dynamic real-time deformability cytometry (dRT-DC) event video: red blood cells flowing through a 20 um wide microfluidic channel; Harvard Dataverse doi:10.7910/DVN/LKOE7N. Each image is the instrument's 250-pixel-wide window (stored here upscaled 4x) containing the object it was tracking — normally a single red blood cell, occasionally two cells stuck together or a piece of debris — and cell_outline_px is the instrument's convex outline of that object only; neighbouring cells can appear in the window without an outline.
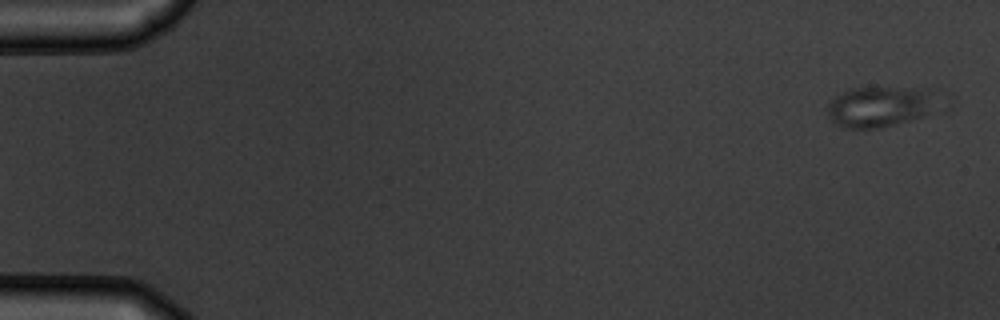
{"species": "common noctule bat (a hibernating species)", "species_latin": "Nyctalus noctula", "temperature_condition": "warm", "stored_images_in_passage": 2, "camera_frame_rate_fps": 3000, "um_per_image_px": 0.085, "animal": {"sex": "male", "body_mass_g": 19.5, "forearm_length_mm": 54.6}, "frame": {"image": 1, "passage_image": 1, "time_ms": 0.0, "image_size_px": [1000, 320], "cell_outline_px": [[928, 112], [920, 116], [880, 128], [840, 128], [828, 116], [828, 104], [836, 96], [852, 88], [912, 88], [920, 92], [924, 96]], "centroid_in_image_um": [74.46, 9.11], "position_along_channel_um": 10.5, "area_um2": 23.93}}